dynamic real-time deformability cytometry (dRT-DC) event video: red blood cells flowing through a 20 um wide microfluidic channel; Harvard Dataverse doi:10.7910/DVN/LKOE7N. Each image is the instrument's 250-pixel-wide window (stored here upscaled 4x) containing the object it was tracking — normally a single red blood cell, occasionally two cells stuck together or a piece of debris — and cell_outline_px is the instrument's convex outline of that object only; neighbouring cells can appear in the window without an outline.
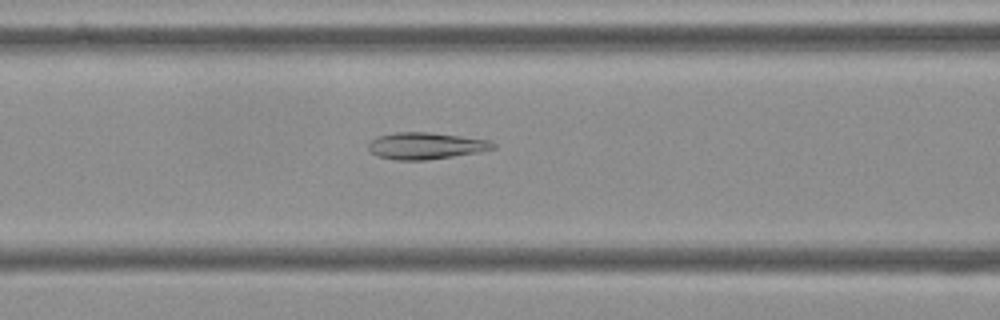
{"species": "Egyptian fruit bat (a non-hibernating species)", "species_latin": "Rousettus aegyptiacus", "temperature_condition": "cold", "stored_images_in_passage": 56, "camera_frame_rate_fps": 3000, "um_per_image_px": 0.085, "frame": {"image": 1, "passage_image": 23, "time_ms": 7.333, "image_size_px": [1000, 320], "cell_outline_px": [[496, 148], [480, 152], [428, 160], [396, 160], [376, 156], [368, 148], [368, 144], [372, 140], [380, 136], [392, 132], [428, 132], [492, 140], [496, 144]], "centroid_in_image_um": [36.23, 12.4], "position_along_channel_um": 130.4, "area_um2": 19.54}}
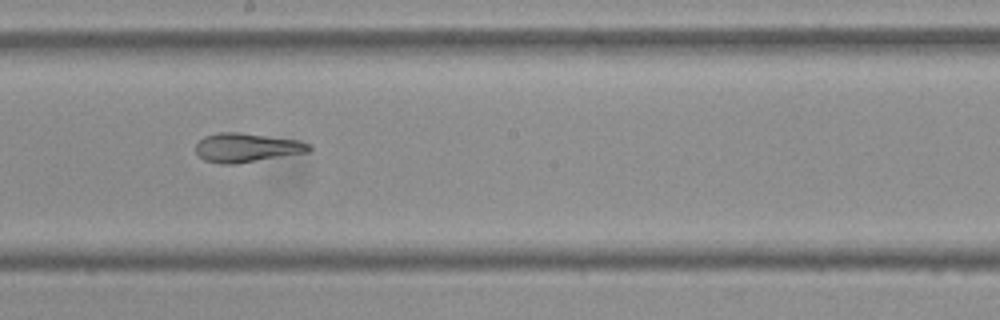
{"frame": {"image": 2, "passage_image": 31, "time_ms": 10.0, "image_size_px": [1000, 320], "cell_outline_px": [[312, 148], [308, 152], [232, 164], [220, 164], [204, 160], [196, 152], [196, 144], [204, 136], [220, 132], [240, 132], [296, 140], [308, 144]], "centroid_in_image_um": [20.92, 12.54], "position_along_channel_um": 227.3, "area_um2": 18.84}}
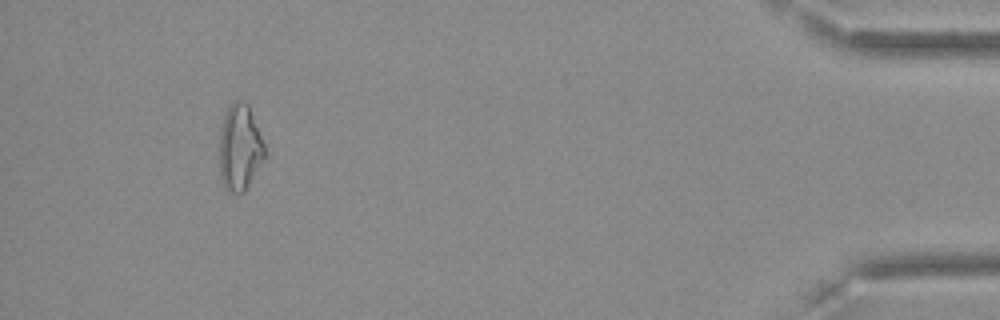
{"frame": {"image": 3, "passage_image": 52, "time_ms": 17.0, "image_size_px": [1000, 320], "cell_outline_px": [[264, 156], [244, 192], [232, 192], [224, 188], [220, 180], [220, 128], [224, 112], [228, 104], [232, 100], [244, 100], [248, 104], [264, 144]], "centroid_in_image_um": [20.34, 12.48], "position_along_channel_um": 414.9, "area_um2": 22.6}, "authors_computed_cell_mechanics": {"area_um2": 20.6346, "velocity_mm_per_s": 3.6349, "shape_relaxation_time_tau1_ms": 7.9742, "shape_relaxation_time_tau2_ms": 1.7367, "deformation_change_tau1": 0.2087, "deformation_change_tau2": 0.088}}